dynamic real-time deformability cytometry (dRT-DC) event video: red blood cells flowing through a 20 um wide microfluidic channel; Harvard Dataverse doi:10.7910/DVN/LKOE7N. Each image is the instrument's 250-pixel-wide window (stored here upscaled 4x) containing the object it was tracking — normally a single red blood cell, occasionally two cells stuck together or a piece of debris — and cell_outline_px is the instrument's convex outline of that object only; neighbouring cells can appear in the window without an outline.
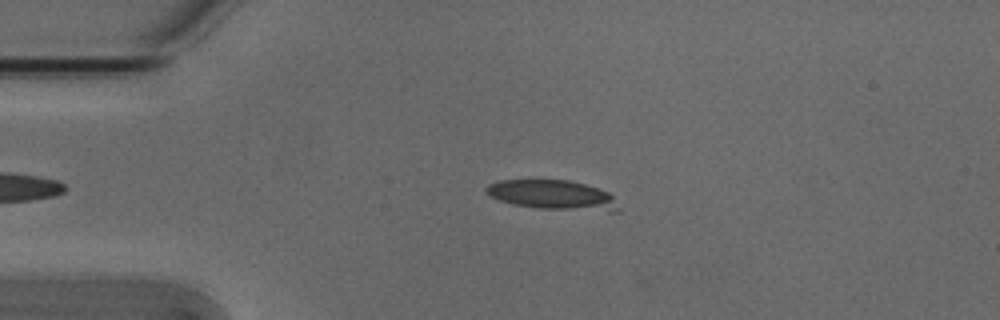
{"species": "Egyptian fruit bat (a non-hibernating species)", "species_latin": "Rousettus aegyptiacus", "temperature_condition": "cold", "stored_images_in_passage": 19, "camera_frame_rate_fps": 3000, "um_per_image_px": 0.085, "animal": {"sex": "male"}, "frame": {"image": 1, "passage_image": 8, "time_ms": 2.333, "image_size_px": [1000, 320], "cell_outline_px": [[620, 212], [608, 212], [540, 208], [512, 204], [500, 200], [484, 192], [484, 188], [488, 184], [500, 180], [568, 180], [584, 184], [608, 192], [612, 196], [620, 208]], "centroid_in_image_um": [47.0, 16.59], "position_along_channel_um": 38.0, "area_um2": 22.89}}
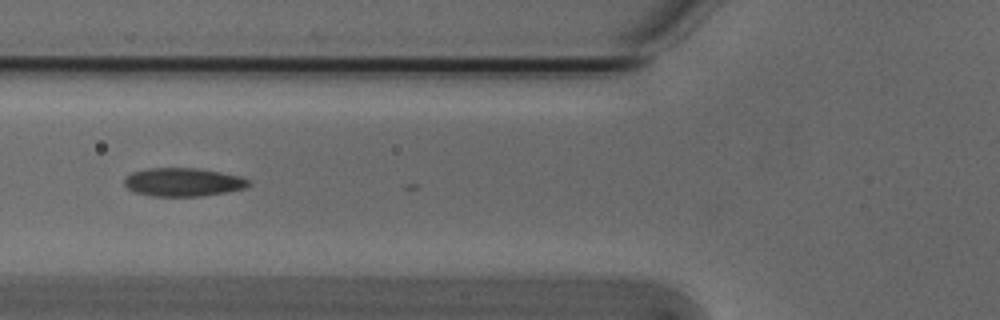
{"frame": {"image": 2, "passage_image": 16, "time_ms": 5.0, "image_size_px": [1000, 320], "cell_outline_px": [[252, 184], [244, 188], [228, 192], [204, 196], [152, 196], [136, 192], [128, 188], [124, 184], [124, 180], [132, 172], [148, 168], [196, 168], [220, 172], [240, 176], [248, 180]], "centroid_in_image_um": [15.59, 15.48], "position_along_channel_um": 110.2, "area_um2": 20.52}}